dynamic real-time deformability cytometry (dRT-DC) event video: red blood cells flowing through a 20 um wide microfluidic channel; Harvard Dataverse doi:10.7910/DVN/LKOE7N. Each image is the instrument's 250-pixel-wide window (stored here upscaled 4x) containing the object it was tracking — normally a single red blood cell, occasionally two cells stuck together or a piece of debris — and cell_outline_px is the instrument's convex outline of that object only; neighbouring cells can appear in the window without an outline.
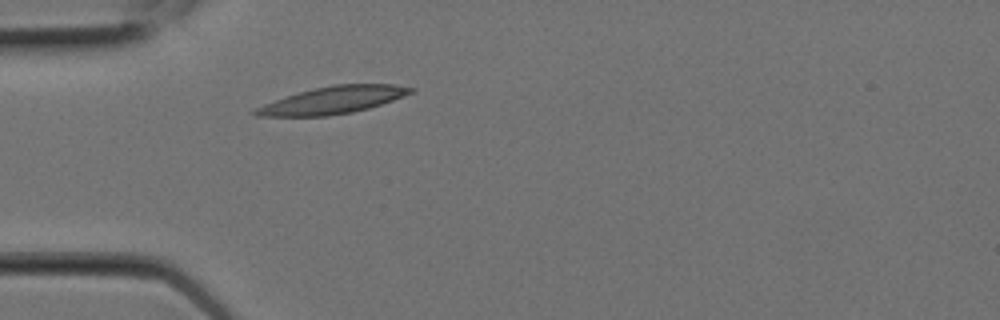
{"species": "Egyptian fruit bat (a non-hibernating species)", "species_latin": "Rousettus aegyptiacus", "temperature_condition": "room temperature", "stored_images_in_passage": 1, "camera_frame_rate_fps": 3000, "um_per_image_px": 0.085, "animal": {"sex": "female"}, "frame": {"image": 1, "passage_image": 1, "time_ms": 0.0, "image_size_px": [1000, 320], "cell_outline_px": [[416, 88], [412, 92], [404, 96], [368, 108], [352, 112], [328, 116], [256, 116], [252, 112], [256, 108], [264, 104], [300, 92], [316, 88], [336, 84], [396, 84]], "centroid_in_image_um": [28.33, 8.51], "position_along_channel_um": 56.7, "area_um2": 24.22}}